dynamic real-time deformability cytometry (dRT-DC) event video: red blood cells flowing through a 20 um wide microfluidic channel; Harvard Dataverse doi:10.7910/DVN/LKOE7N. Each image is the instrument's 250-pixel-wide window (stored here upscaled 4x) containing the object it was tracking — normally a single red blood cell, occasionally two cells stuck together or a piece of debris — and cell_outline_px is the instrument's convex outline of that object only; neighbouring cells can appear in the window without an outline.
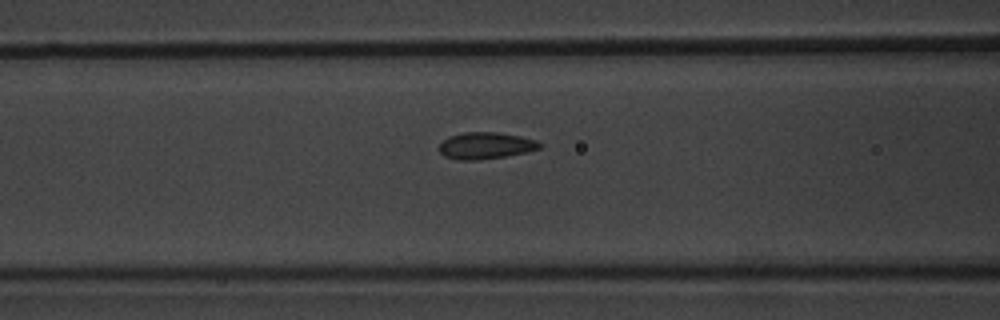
{"species": "common noctule bat (a hibernating species)", "species_latin": "Nyctalus noctula", "temperature_condition": "warm", "stored_images_in_passage": 31, "camera_frame_rate_fps": 3000, "um_per_image_px": 0.085, "animal": {"sex": "male", "body_mass_g": 20.1, "forearm_length_mm": 53.5}, "frame": {"image": 1, "passage_image": 5, "time_ms": 1.333, "image_size_px": [1000, 320], "cell_outline_px": [[540, 148], [528, 152], [504, 156], [476, 160], [460, 160], [444, 156], [440, 152], [440, 144], [448, 136], [464, 132], [496, 132], [520, 136], [536, 140], [540, 144]], "centroid_in_image_um": [41.27, 12.37], "position_along_channel_um": 125.3, "area_um2": 15.49}}
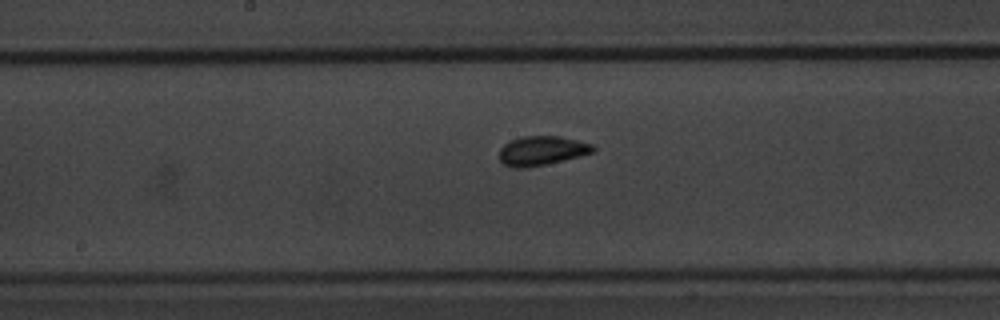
{"frame": {"image": 2, "passage_image": 11, "time_ms": 3.333, "image_size_px": [1000, 320], "cell_outline_px": [[596, 148], [592, 152], [580, 156], [548, 164], [524, 168], [512, 168], [504, 164], [500, 160], [500, 148], [504, 144], [520, 136], [560, 136], [592, 144]], "centroid_in_image_um": [46.04, 12.81], "position_along_channel_um": 202.2, "area_um2": 16.01}}
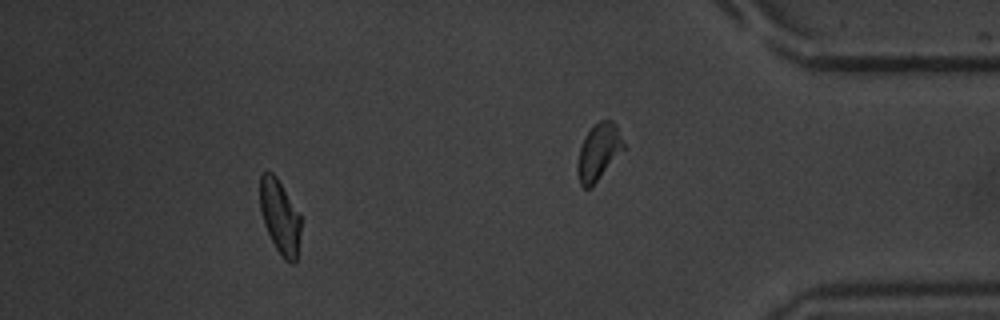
{"frame": {"image": 3, "passage_image": 26, "time_ms": 8.333, "image_size_px": [1000, 320], "cell_outline_px": [[300, 232], [296, 260], [292, 264], [284, 260], [276, 248], [264, 224], [260, 212], [260, 176], [268, 168], [276, 176], [300, 216]], "centroid_in_image_um": [23.76, 18.4], "position_along_channel_um": 411.4, "area_um2": 17.4}, "authors_computed_cell_mechanics": {"area_um2": 15.2592, "velocity_mm_per_s": 3.8322, "shape_relaxation_time_tau1_ms": 2.4085, "shape_relaxation_time_tau2_ms": 1.0026, "deformation_change_tau1": 0.0859, "deformation_change_tau2": 0.0403}}